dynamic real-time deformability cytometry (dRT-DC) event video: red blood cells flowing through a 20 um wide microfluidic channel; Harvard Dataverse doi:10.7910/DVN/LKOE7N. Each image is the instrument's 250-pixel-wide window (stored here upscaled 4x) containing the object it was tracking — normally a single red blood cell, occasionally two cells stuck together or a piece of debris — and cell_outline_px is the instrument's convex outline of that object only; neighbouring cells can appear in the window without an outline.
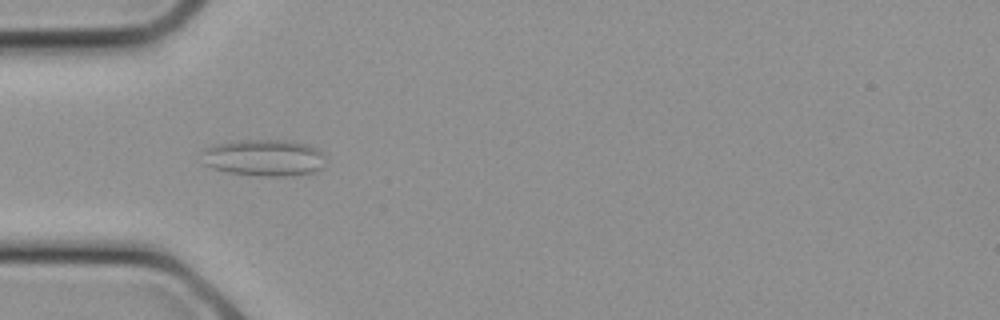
{"species": "common noctule bat (a hibernating species)", "species_latin": "Nyctalus noctula", "temperature_condition": "cold", "stored_images_in_passage": 28, "camera_frame_rate_fps": 3000, "um_per_image_px": 0.085, "animal": {"sex": "female", "body_mass_g": 21.9}, "frame": {"image": 1, "passage_image": 9, "time_ms": 2.667, "image_size_px": [1000, 320], "cell_outline_px": [[324, 156], [320, 168], [316, 172], [292, 176], [264, 176], [228, 172], [212, 168], [204, 164], [200, 152], [200, 148], [212, 144], [232, 140], [292, 140], [316, 148]], "centroid_in_image_um": [22.34, 13.39], "position_along_channel_um": 62.7, "area_um2": 26.82}}
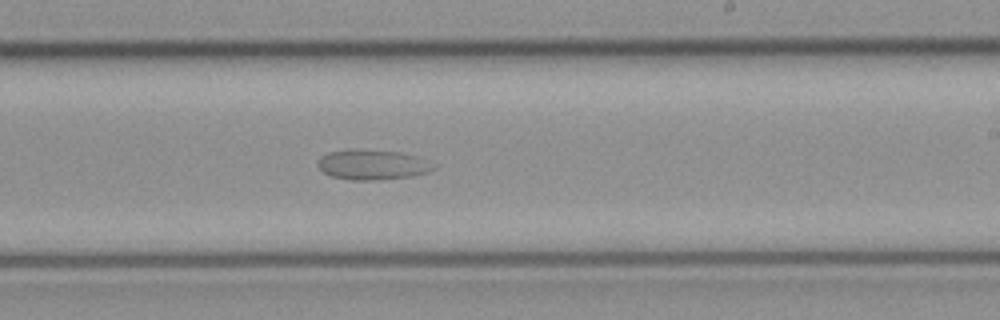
{"frame": {"image": 2, "passage_image": 17, "time_ms": 5.333, "image_size_px": [1000, 320], "cell_outline_px": [[436, 168], [428, 172], [412, 176], [372, 180], [352, 180], [332, 176], [324, 172], [316, 164], [316, 160], [320, 156], [328, 152], [348, 148], [356, 148], [404, 152], [416, 156], [436, 164]], "centroid_in_image_um": [31.64, 13.97], "position_along_channel_um": 257.4, "area_um2": 20.69}}
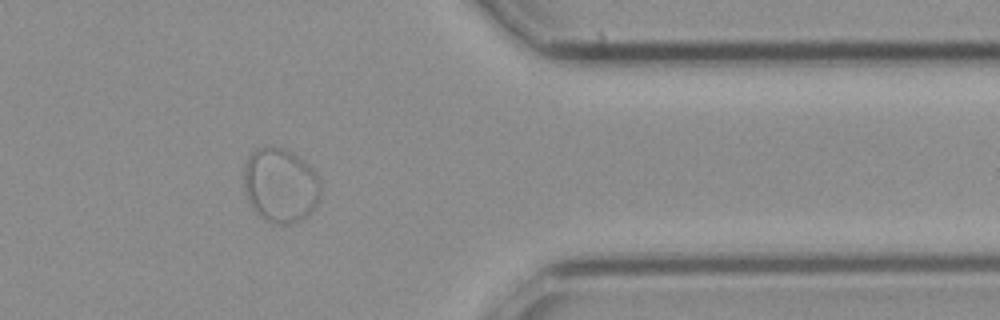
{"frame": {"image": 3, "passage_image": 23, "time_ms": 7.333, "image_size_px": [1000, 320], "cell_outline_px": [[320, 200], [316, 208], [308, 216], [292, 224], [272, 224], [264, 220], [252, 208], [244, 192], [244, 168], [248, 156], [256, 148], [284, 148], [292, 152], [304, 160], [316, 172], [320, 180]], "centroid_in_image_um": [23.86, 15.78], "position_along_channel_um": 387.5, "area_um2": 33.81}}